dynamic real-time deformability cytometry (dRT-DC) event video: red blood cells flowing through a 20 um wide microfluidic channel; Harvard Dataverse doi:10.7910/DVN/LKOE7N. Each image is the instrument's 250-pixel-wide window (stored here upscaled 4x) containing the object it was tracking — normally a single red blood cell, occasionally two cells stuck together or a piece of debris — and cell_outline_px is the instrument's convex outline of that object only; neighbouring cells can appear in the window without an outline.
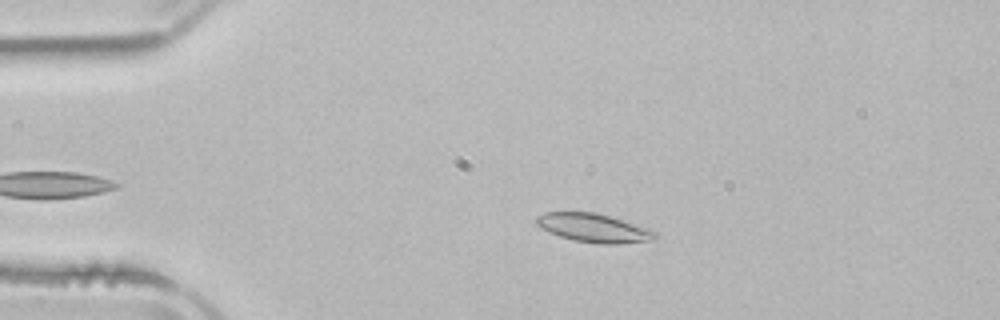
{"species": "common noctule bat (a hibernating species)", "species_latin": "Nyctalus noctula", "temperature_condition": "room temperature", "stored_images_in_passage": 3, "camera_frame_rate_fps": 3000, "um_per_image_px": 0.085, "animal": {"sex": "male", "body_mass_g": 21.5, "forearm_length_mm": 52.0}, "frame": {"image": 1, "passage_image": 2, "time_ms": 1.333, "image_size_px": [1000, 320], "cell_outline_px": [[656, 236], [648, 240], [616, 244], [600, 244], [576, 240], [560, 236], [548, 232], [540, 228], [536, 224], [536, 216], [544, 212], [596, 212], [648, 228], [656, 232]], "centroid_in_image_um": [50.39, 19.36], "position_along_channel_um": 34.6, "area_um2": 19.54}}